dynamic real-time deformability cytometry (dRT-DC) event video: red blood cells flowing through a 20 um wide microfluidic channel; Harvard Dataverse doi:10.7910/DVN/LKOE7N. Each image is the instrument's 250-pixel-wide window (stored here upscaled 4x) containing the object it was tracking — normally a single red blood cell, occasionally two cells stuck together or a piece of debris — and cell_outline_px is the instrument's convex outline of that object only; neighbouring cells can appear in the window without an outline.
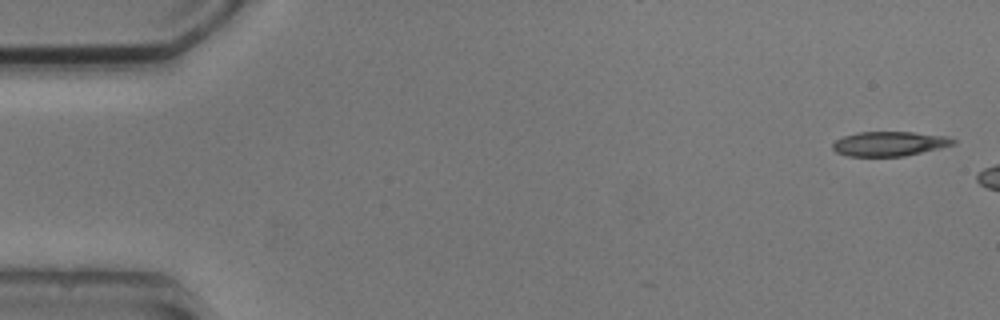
{"species": "common noctule bat (a hibernating species)", "species_latin": "Nyctalus noctula", "temperature_condition": "cold", "stored_images_in_passage": 3, "camera_frame_rate_fps": 3000, "um_per_image_px": 0.085, "animal": {"sex": "male", "body_mass_g": 20.5, "forearm_length_mm": 52.5}, "frame": {"image": 1, "passage_image": 1, "time_ms": 0.0, "image_size_px": [1000, 320], "cell_outline_px": [[956, 144], [904, 156], [848, 156], [836, 152], [832, 148], [832, 144], [836, 140], [844, 136], [856, 132], [912, 132], [948, 136], [956, 140]], "centroid_in_image_um": [75.6, 12.21], "position_along_channel_um": 9.4, "area_um2": 17.22}}